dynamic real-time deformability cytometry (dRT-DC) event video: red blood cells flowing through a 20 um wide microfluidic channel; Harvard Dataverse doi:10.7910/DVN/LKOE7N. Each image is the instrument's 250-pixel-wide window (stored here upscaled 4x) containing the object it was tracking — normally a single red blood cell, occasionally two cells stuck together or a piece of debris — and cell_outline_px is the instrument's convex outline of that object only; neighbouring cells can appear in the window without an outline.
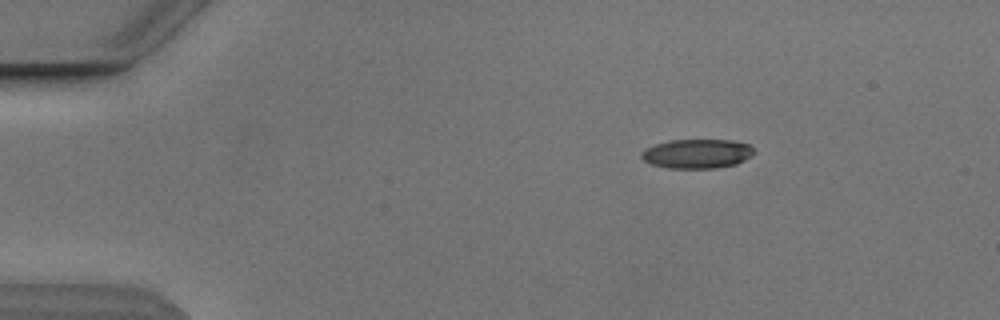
{"species": "Egyptian fruit bat (a non-hibernating species)", "species_latin": "Rousettus aegyptiacus", "temperature_condition": "cold", "stored_images_in_passage": 3, "camera_frame_rate_fps": 3000, "um_per_image_px": 0.085, "animal": {"sex": "male"}, "frame": {"image": 1, "passage_image": 1, "time_ms": 0.0, "image_size_px": [1000, 320], "cell_outline_px": [[756, 152], [752, 156], [736, 164], [716, 168], [668, 168], [652, 164], [644, 160], [640, 156], [640, 152], [644, 148], [656, 144], [672, 140], [732, 140], [748, 144]], "centroid_in_image_um": [59.25, 13.06], "position_along_channel_um": 25.7, "area_um2": 19.25}}